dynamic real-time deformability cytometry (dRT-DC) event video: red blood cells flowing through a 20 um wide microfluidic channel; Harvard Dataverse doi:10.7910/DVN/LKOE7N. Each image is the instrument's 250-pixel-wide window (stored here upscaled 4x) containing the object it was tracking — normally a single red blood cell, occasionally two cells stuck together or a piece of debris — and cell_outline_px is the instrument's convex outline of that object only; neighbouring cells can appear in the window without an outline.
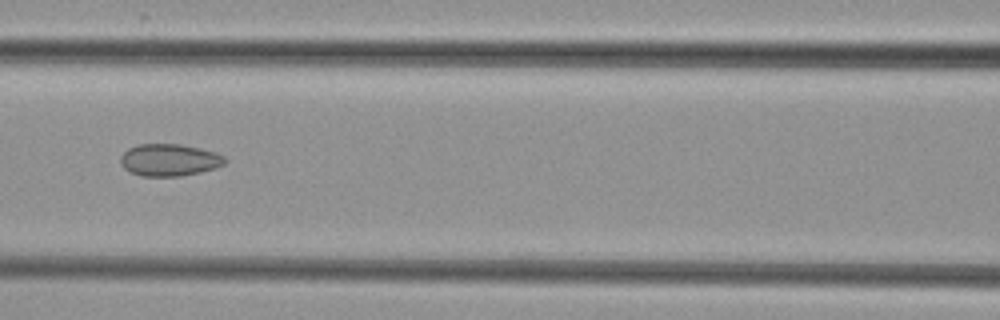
{"species": "common noctule bat (a hibernating species)", "species_latin": "Nyctalus noctula", "temperature_condition": "cold", "stored_images_in_passage": 7, "camera_frame_rate_fps": 3000, "um_per_image_px": 0.085, "animal": {"sex": "female", "body_mass_g": 29.2, "forearm_length_mm": 56.3}, "frame": {"image": 1, "passage_image": 7, "time_ms": 7.0, "image_size_px": [1000, 320], "cell_outline_px": [[228, 160], [224, 164], [200, 172], [180, 176], [140, 176], [124, 168], [120, 164], [120, 156], [128, 148], [140, 144], [180, 144], [200, 148], [216, 152], [224, 156]], "centroid_in_image_um": [14.38, 13.59], "position_along_channel_um": 152.2, "area_um2": 19.54}}